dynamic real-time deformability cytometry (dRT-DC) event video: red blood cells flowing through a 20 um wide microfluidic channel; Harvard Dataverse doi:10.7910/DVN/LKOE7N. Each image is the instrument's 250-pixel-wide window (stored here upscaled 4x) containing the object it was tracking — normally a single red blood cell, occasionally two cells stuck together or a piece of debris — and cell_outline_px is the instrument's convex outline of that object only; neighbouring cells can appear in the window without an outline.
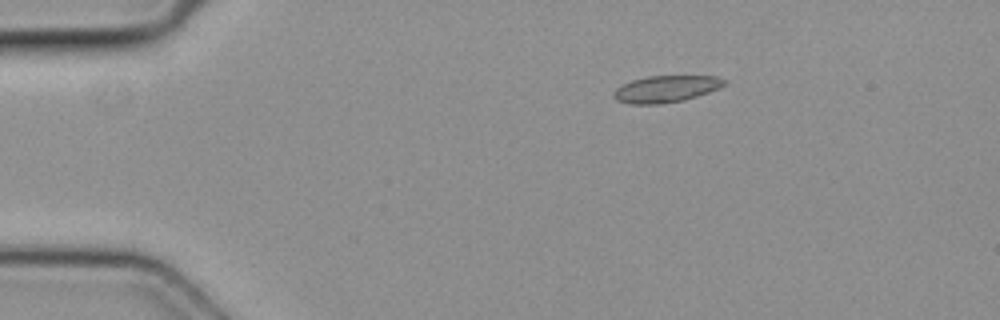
{"species": "common noctule bat (a hibernating species)", "species_latin": "Nyctalus noctula", "temperature_condition": "cold", "stored_images_in_passage": 6, "camera_frame_rate_fps": 3000, "um_per_image_px": 0.085, "animal": {"sex": "female", "body_mass_g": 19.3, "forearm_length_mm": 54.1}, "frame": {"image": 1, "passage_image": 6, "time_ms": 1.667, "image_size_px": [1000, 320], "cell_outline_px": [[728, 84], [720, 88], [684, 100], [660, 104], [628, 104], [616, 100], [612, 96], [612, 92], [616, 88], [632, 80], [648, 76], [716, 76], [724, 80]], "centroid_in_image_um": [56.58, 7.56], "position_along_channel_um": 28.4, "area_um2": 17.28}}